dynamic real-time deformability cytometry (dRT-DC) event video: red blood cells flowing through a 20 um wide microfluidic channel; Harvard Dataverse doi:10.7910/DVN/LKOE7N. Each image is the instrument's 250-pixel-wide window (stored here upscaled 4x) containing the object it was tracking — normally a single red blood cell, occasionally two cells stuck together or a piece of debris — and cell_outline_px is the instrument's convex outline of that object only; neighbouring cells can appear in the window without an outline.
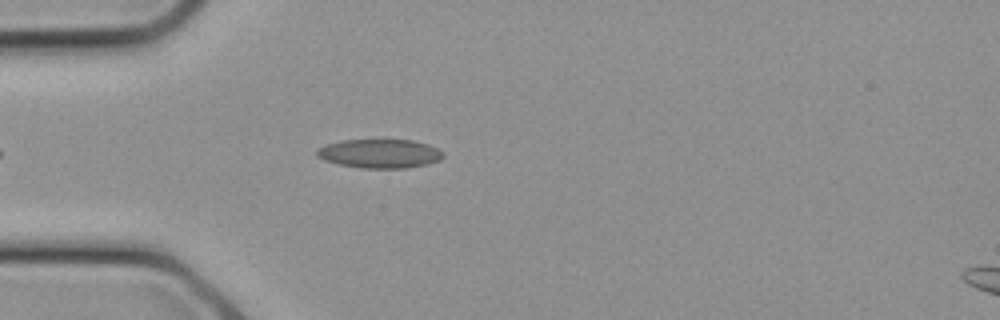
{"species": "common noctule bat (a hibernating species)", "species_latin": "Nyctalus noctula", "temperature_condition": "cold", "stored_images_in_passage": 4, "camera_frame_rate_fps": 3000, "um_per_image_px": 0.085, "animal": {"sex": "female", "body_mass_g": 21.9}, "frame": {"image": 1, "passage_image": 2, "time_ms": 0.333, "image_size_px": [1000, 320], "cell_outline_px": [[444, 156], [440, 160], [428, 164], [408, 168], [360, 168], [340, 164], [324, 160], [316, 156], [316, 148], [324, 144], [340, 140], [412, 140], [428, 144], [444, 152]], "centroid_in_image_um": [32.26, 13.05], "position_along_channel_um": 52.7, "area_um2": 21.5}}
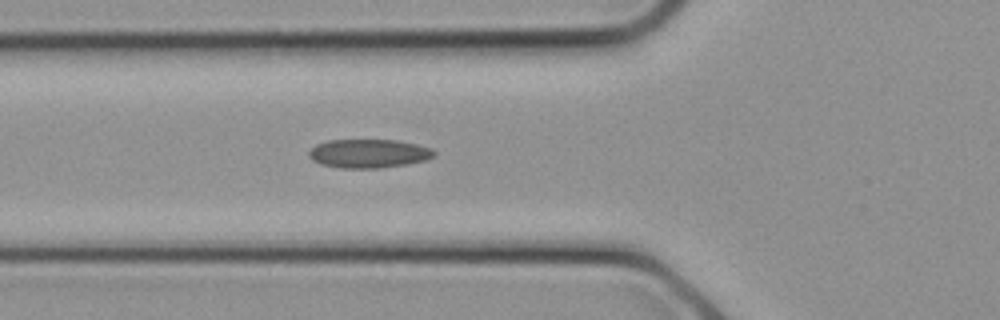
{"frame": {"image": 2, "passage_image": 4, "time_ms": 1.0, "image_size_px": [1000, 320], "cell_outline_px": [[436, 156], [428, 160], [404, 164], [376, 168], [340, 168], [320, 164], [312, 160], [308, 156], [308, 152], [316, 144], [328, 140], [396, 140], [416, 144], [432, 148], [436, 152]], "centroid_in_image_um": [31.34, 13.04], "position_along_channel_um": 94.5, "area_um2": 21.04}}